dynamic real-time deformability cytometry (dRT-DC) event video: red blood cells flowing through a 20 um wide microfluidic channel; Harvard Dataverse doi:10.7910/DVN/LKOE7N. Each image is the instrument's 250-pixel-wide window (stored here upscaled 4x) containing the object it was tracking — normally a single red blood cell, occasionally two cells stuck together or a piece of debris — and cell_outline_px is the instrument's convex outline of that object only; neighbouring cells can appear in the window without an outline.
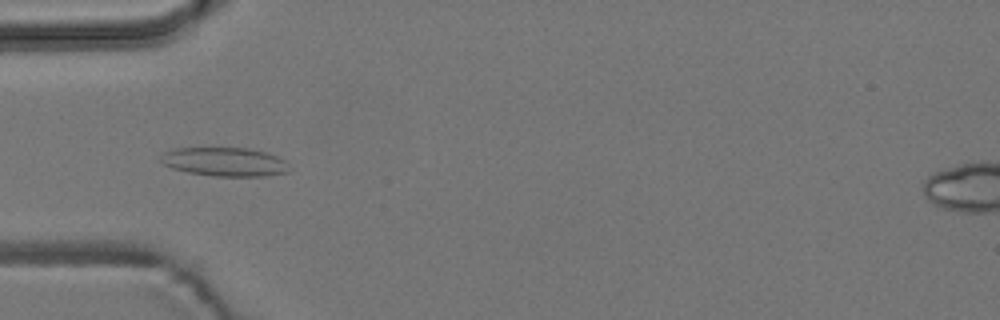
{"species": "common noctule bat (a hibernating species)", "species_latin": "Nyctalus noctula", "temperature_condition": "room temperature", "stored_images_in_passage": 55, "camera_frame_rate_fps": 3000, "um_per_image_px": 0.085, "animal": {"sex": "male", "body_mass_g": 19.2, "forearm_length_mm": 51.8}, "frame": {"image": 1, "passage_image": 18, "time_ms": 5.667, "image_size_px": [1000, 320], "cell_outline_px": [[288, 172], [264, 176], [212, 176], [188, 172], [172, 168], [164, 164], [160, 160], [160, 156], [164, 152], [172, 148], [248, 148], [268, 152], [284, 160]], "centroid_in_image_um": [19.06, 13.75], "position_along_channel_um": 65.9, "area_um2": 21.5}}
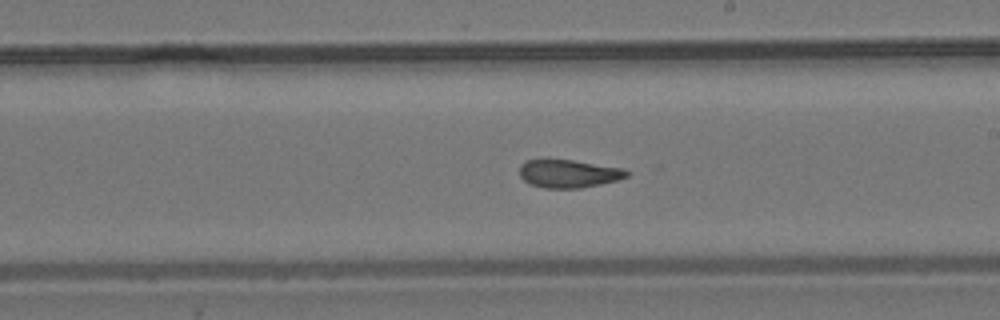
{"frame": {"image": 2, "passage_image": 32, "time_ms": 10.333, "image_size_px": [1000, 320], "cell_outline_px": [[628, 176], [616, 180], [600, 184], [580, 188], [544, 188], [532, 184], [524, 180], [520, 176], [520, 164], [528, 160], [572, 160], [624, 168], [628, 172]], "centroid_in_image_um": [48.34, 14.76], "position_along_channel_um": 240.7, "area_um2": 17.28}}
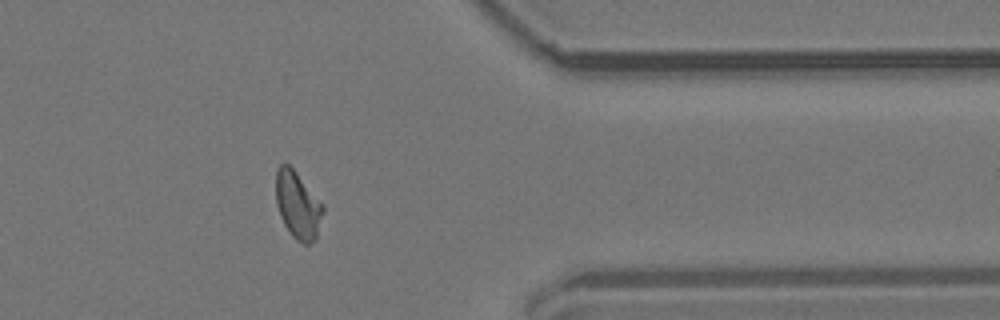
{"frame": {"image": 3, "passage_image": 45, "time_ms": 14.667, "image_size_px": [1000, 320], "cell_outline_px": [[324, 212], [316, 240], [308, 244], [304, 244], [296, 240], [292, 236], [284, 224], [280, 216], [276, 204], [276, 168], [284, 160], [296, 172], [324, 204]], "centroid_in_image_um": [25.32, 17.43], "position_along_channel_um": 386.1, "area_um2": 18.79}, "authors_computed_cell_mechanics": {"area_um2": 18.496, "velocity_mm_per_s": 3.7508, "shape_relaxation_time_tau1_ms": null, "shape_relaxation_time_tau2_ms": 2.1134, "deformation_change_tau1": null, "deformation_change_tau2": 0.089}}